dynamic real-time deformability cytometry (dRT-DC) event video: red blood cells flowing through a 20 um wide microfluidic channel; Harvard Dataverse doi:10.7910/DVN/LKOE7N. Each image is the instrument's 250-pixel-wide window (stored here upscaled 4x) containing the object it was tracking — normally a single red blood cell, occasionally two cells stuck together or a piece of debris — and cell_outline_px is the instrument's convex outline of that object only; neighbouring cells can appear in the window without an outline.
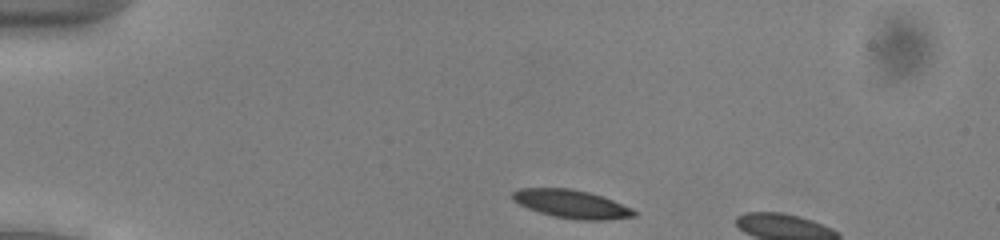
{"species": "common noctule bat (a hibernating species)", "species_latin": "Nyctalus noctula", "temperature_condition": "cold", "stored_images_in_passage": 5, "camera_frame_rate_fps": 3000, "um_per_image_px": 0.085, "animal": {"sex": "male", "body_mass_g": 13.0, "forearm_length_mm": 53.1}, "frame": {"image": 1, "passage_image": 1, "time_ms": 0.0, "image_size_px": [1000, 240], "cell_outline_px": [[636, 216], [604, 220], [580, 220], [552, 216], [528, 208], [512, 200], [512, 192], [520, 188], [572, 188], [604, 196], [632, 208], [636, 212]], "centroid_in_image_um": [48.59, 17.33], "position_along_channel_um": 36.4, "area_um2": 20.06}}